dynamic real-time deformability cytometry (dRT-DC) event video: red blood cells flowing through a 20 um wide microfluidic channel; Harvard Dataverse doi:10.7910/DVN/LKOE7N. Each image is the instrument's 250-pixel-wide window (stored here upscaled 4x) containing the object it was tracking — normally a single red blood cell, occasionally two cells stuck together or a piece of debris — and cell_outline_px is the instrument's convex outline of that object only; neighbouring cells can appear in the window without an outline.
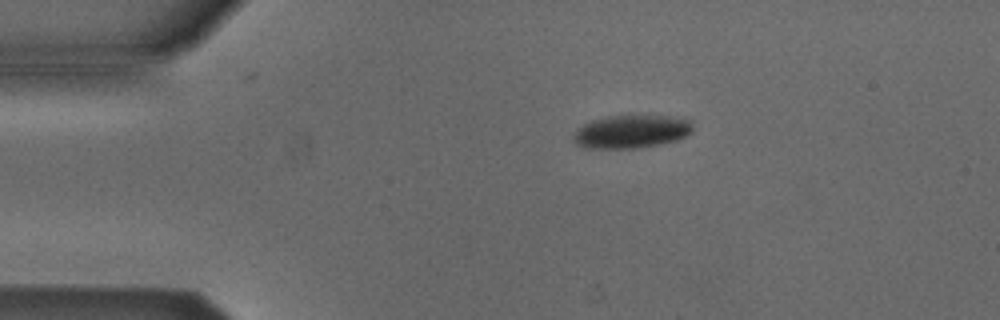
{"species": "Egyptian fruit bat (a non-hibernating species)", "species_latin": "Rousettus aegyptiacus", "temperature_condition": "cold", "stored_images_in_passage": 4, "camera_frame_rate_fps": 3000, "um_per_image_px": 0.085, "animal": {"sex": "male"}, "frame": {"image": 1, "passage_image": 1, "time_ms": 0.0, "image_size_px": [1000, 320], "cell_outline_px": [[692, 132], [688, 136], [676, 140], [660, 144], [636, 148], [588, 148], [576, 144], [572, 140], [572, 136], [584, 124], [592, 120], [608, 116], [668, 116], [692, 120]], "centroid_in_image_um": [53.69, 11.19], "position_along_channel_um": 31.3, "area_um2": 22.95}}
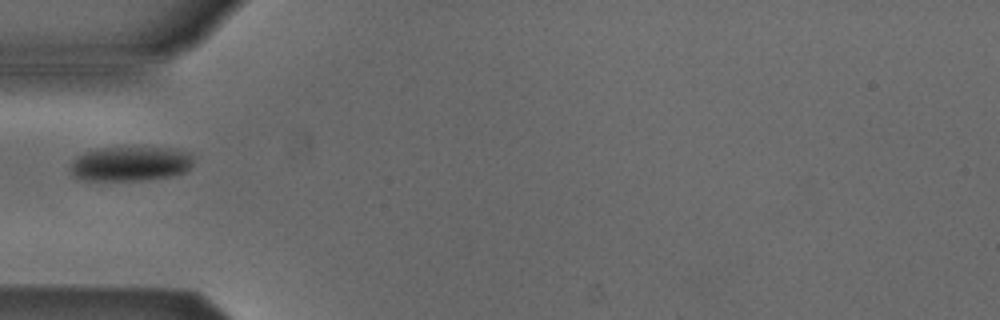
{"frame": {"image": 2, "passage_image": 3, "time_ms": 0.667, "image_size_px": [1000, 320], "cell_outline_px": [[192, 164], [184, 172], [172, 176], [148, 180], [84, 180], [76, 176], [72, 172], [72, 160], [76, 156], [84, 152], [100, 148], [172, 148], [192, 152]], "centroid_in_image_um": [11.12, 13.92], "position_along_channel_um": 73.9, "area_um2": 24.74}}
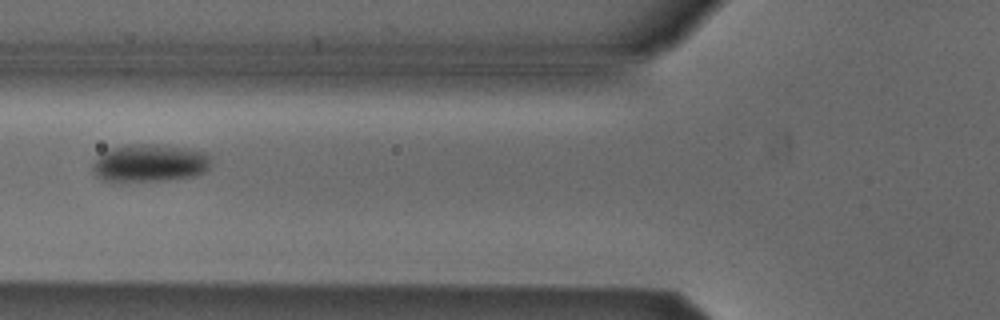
{"frame": {"image": 3, "passage_image": 4, "time_ms": 1.0, "image_size_px": [1000, 320], "cell_outline_px": [[212, 156], [208, 168], [204, 172], [196, 176], [160, 180], [104, 180], [96, 176], [92, 172], [92, 164], [104, 152], [112, 148], [124, 144], [156, 144], [184, 148], [204, 152]], "centroid_in_image_um": [12.74, 13.84], "position_along_channel_um": 113.1, "area_um2": 25.66}}